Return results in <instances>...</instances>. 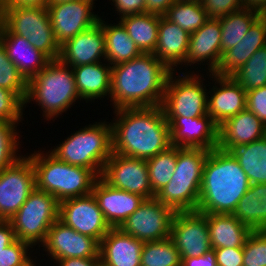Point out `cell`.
<instances>
[{
    "label": "cell",
    "instance_id": "6da1fadb",
    "mask_svg": "<svg viewBox=\"0 0 266 266\" xmlns=\"http://www.w3.org/2000/svg\"><path fill=\"white\" fill-rule=\"evenodd\" d=\"M114 113L113 153L148 160L171 146L169 123L162 106L125 107Z\"/></svg>",
    "mask_w": 266,
    "mask_h": 266
},
{
    "label": "cell",
    "instance_id": "7a4b0ae2",
    "mask_svg": "<svg viewBox=\"0 0 266 266\" xmlns=\"http://www.w3.org/2000/svg\"><path fill=\"white\" fill-rule=\"evenodd\" d=\"M171 70L154 54H142L111 70L113 109L161 106Z\"/></svg>",
    "mask_w": 266,
    "mask_h": 266
},
{
    "label": "cell",
    "instance_id": "3957f363",
    "mask_svg": "<svg viewBox=\"0 0 266 266\" xmlns=\"http://www.w3.org/2000/svg\"><path fill=\"white\" fill-rule=\"evenodd\" d=\"M247 175L230 151L209 150L204 164L197 211L233 214L250 187Z\"/></svg>",
    "mask_w": 266,
    "mask_h": 266
},
{
    "label": "cell",
    "instance_id": "277c9868",
    "mask_svg": "<svg viewBox=\"0 0 266 266\" xmlns=\"http://www.w3.org/2000/svg\"><path fill=\"white\" fill-rule=\"evenodd\" d=\"M40 152L28 156L34 166L38 190L53 195L59 202L92 193L98 179L92 170L60 161L50 151Z\"/></svg>",
    "mask_w": 266,
    "mask_h": 266
},
{
    "label": "cell",
    "instance_id": "5b68a950",
    "mask_svg": "<svg viewBox=\"0 0 266 266\" xmlns=\"http://www.w3.org/2000/svg\"><path fill=\"white\" fill-rule=\"evenodd\" d=\"M78 99L72 67L56 59L50 60L44 69L28 81L24 107L35 100L41 106L44 119L51 120L67 111Z\"/></svg>",
    "mask_w": 266,
    "mask_h": 266
},
{
    "label": "cell",
    "instance_id": "8992f818",
    "mask_svg": "<svg viewBox=\"0 0 266 266\" xmlns=\"http://www.w3.org/2000/svg\"><path fill=\"white\" fill-rule=\"evenodd\" d=\"M208 154L207 149L177 147L172 179L155 197L175 212L196 211Z\"/></svg>",
    "mask_w": 266,
    "mask_h": 266
},
{
    "label": "cell",
    "instance_id": "52a82bcc",
    "mask_svg": "<svg viewBox=\"0 0 266 266\" xmlns=\"http://www.w3.org/2000/svg\"><path fill=\"white\" fill-rule=\"evenodd\" d=\"M50 151L58 160L86 167L100 177L104 164L113 152L111 122L85 126Z\"/></svg>",
    "mask_w": 266,
    "mask_h": 266
},
{
    "label": "cell",
    "instance_id": "ba28073f",
    "mask_svg": "<svg viewBox=\"0 0 266 266\" xmlns=\"http://www.w3.org/2000/svg\"><path fill=\"white\" fill-rule=\"evenodd\" d=\"M0 23L12 34L27 38L28 42L50 60L60 57L48 9L39 6H18L0 10Z\"/></svg>",
    "mask_w": 266,
    "mask_h": 266
},
{
    "label": "cell",
    "instance_id": "9c48e42d",
    "mask_svg": "<svg viewBox=\"0 0 266 266\" xmlns=\"http://www.w3.org/2000/svg\"><path fill=\"white\" fill-rule=\"evenodd\" d=\"M59 219V201L51 194L35 188L9 220L16 239L32 247L44 243L49 228Z\"/></svg>",
    "mask_w": 266,
    "mask_h": 266
},
{
    "label": "cell",
    "instance_id": "30bf717a",
    "mask_svg": "<svg viewBox=\"0 0 266 266\" xmlns=\"http://www.w3.org/2000/svg\"><path fill=\"white\" fill-rule=\"evenodd\" d=\"M175 73L177 71H172L169 75L164 91L161 106L165 117L194 118L207 115L209 92L202 80L204 76L194 73V70L191 74L187 71L181 76L177 74L178 78L174 76Z\"/></svg>",
    "mask_w": 266,
    "mask_h": 266
},
{
    "label": "cell",
    "instance_id": "8fae6325",
    "mask_svg": "<svg viewBox=\"0 0 266 266\" xmlns=\"http://www.w3.org/2000/svg\"><path fill=\"white\" fill-rule=\"evenodd\" d=\"M175 213L156 197L145 199L118 228L143 242L165 240L170 238Z\"/></svg>",
    "mask_w": 266,
    "mask_h": 266
},
{
    "label": "cell",
    "instance_id": "7c38bea8",
    "mask_svg": "<svg viewBox=\"0 0 266 266\" xmlns=\"http://www.w3.org/2000/svg\"><path fill=\"white\" fill-rule=\"evenodd\" d=\"M0 171V220L9 221L36 188L34 166L23 156Z\"/></svg>",
    "mask_w": 266,
    "mask_h": 266
},
{
    "label": "cell",
    "instance_id": "4fadbf2b",
    "mask_svg": "<svg viewBox=\"0 0 266 266\" xmlns=\"http://www.w3.org/2000/svg\"><path fill=\"white\" fill-rule=\"evenodd\" d=\"M100 177L112 187L138 194L145 199L156 196L150 186L146 160L112 152Z\"/></svg>",
    "mask_w": 266,
    "mask_h": 266
},
{
    "label": "cell",
    "instance_id": "5bb4252c",
    "mask_svg": "<svg viewBox=\"0 0 266 266\" xmlns=\"http://www.w3.org/2000/svg\"><path fill=\"white\" fill-rule=\"evenodd\" d=\"M59 220L99 243L111 229L92 193L59 202Z\"/></svg>",
    "mask_w": 266,
    "mask_h": 266
},
{
    "label": "cell",
    "instance_id": "9a60e30c",
    "mask_svg": "<svg viewBox=\"0 0 266 266\" xmlns=\"http://www.w3.org/2000/svg\"><path fill=\"white\" fill-rule=\"evenodd\" d=\"M94 1L76 0L48 5L54 37L60 46L99 22L100 17L92 12Z\"/></svg>",
    "mask_w": 266,
    "mask_h": 266
},
{
    "label": "cell",
    "instance_id": "2e32d148",
    "mask_svg": "<svg viewBox=\"0 0 266 266\" xmlns=\"http://www.w3.org/2000/svg\"><path fill=\"white\" fill-rule=\"evenodd\" d=\"M170 238L181 258L199 257L212 249L206 214L197 210L175 213Z\"/></svg>",
    "mask_w": 266,
    "mask_h": 266
},
{
    "label": "cell",
    "instance_id": "e0dca14e",
    "mask_svg": "<svg viewBox=\"0 0 266 266\" xmlns=\"http://www.w3.org/2000/svg\"><path fill=\"white\" fill-rule=\"evenodd\" d=\"M41 247L54 259V264L64 258L100 257V243L75 231L59 219L52 224Z\"/></svg>",
    "mask_w": 266,
    "mask_h": 266
},
{
    "label": "cell",
    "instance_id": "ac0fdd59",
    "mask_svg": "<svg viewBox=\"0 0 266 266\" xmlns=\"http://www.w3.org/2000/svg\"><path fill=\"white\" fill-rule=\"evenodd\" d=\"M171 145L178 148L213 150L218 146L219 126L207 114L201 117H166Z\"/></svg>",
    "mask_w": 266,
    "mask_h": 266
},
{
    "label": "cell",
    "instance_id": "d6986e66",
    "mask_svg": "<svg viewBox=\"0 0 266 266\" xmlns=\"http://www.w3.org/2000/svg\"><path fill=\"white\" fill-rule=\"evenodd\" d=\"M208 75L215 83L208 90L210 98L208 97L207 114L219 126L246 109L247 92L232 77H220L214 73Z\"/></svg>",
    "mask_w": 266,
    "mask_h": 266
},
{
    "label": "cell",
    "instance_id": "ffe728a7",
    "mask_svg": "<svg viewBox=\"0 0 266 266\" xmlns=\"http://www.w3.org/2000/svg\"><path fill=\"white\" fill-rule=\"evenodd\" d=\"M92 194L111 228H118L145 200L138 194L112 187L101 177L94 183Z\"/></svg>",
    "mask_w": 266,
    "mask_h": 266
},
{
    "label": "cell",
    "instance_id": "44dd1931",
    "mask_svg": "<svg viewBox=\"0 0 266 266\" xmlns=\"http://www.w3.org/2000/svg\"><path fill=\"white\" fill-rule=\"evenodd\" d=\"M105 61V35L100 22L60 46L59 59L69 67Z\"/></svg>",
    "mask_w": 266,
    "mask_h": 266
},
{
    "label": "cell",
    "instance_id": "7402d4cb",
    "mask_svg": "<svg viewBox=\"0 0 266 266\" xmlns=\"http://www.w3.org/2000/svg\"><path fill=\"white\" fill-rule=\"evenodd\" d=\"M221 25L220 19L209 18L196 32L191 33L185 58V67L205 61L208 73H214L218 68L221 58ZM200 62V63H199Z\"/></svg>",
    "mask_w": 266,
    "mask_h": 266
},
{
    "label": "cell",
    "instance_id": "603a6c76",
    "mask_svg": "<svg viewBox=\"0 0 266 266\" xmlns=\"http://www.w3.org/2000/svg\"><path fill=\"white\" fill-rule=\"evenodd\" d=\"M266 136V125L247 108L225 120L218 128V148L231 151Z\"/></svg>",
    "mask_w": 266,
    "mask_h": 266
},
{
    "label": "cell",
    "instance_id": "cb8c5ba5",
    "mask_svg": "<svg viewBox=\"0 0 266 266\" xmlns=\"http://www.w3.org/2000/svg\"><path fill=\"white\" fill-rule=\"evenodd\" d=\"M144 242L111 228L100 241L99 255L102 266H140Z\"/></svg>",
    "mask_w": 266,
    "mask_h": 266
},
{
    "label": "cell",
    "instance_id": "d4e9b609",
    "mask_svg": "<svg viewBox=\"0 0 266 266\" xmlns=\"http://www.w3.org/2000/svg\"><path fill=\"white\" fill-rule=\"evenodd\" d=\"M0 41L8 58L27 81L44 69L50 61L44 53L34 48L27 38L12 34L1 23Z\"/></svg>",
    "mask_w": 266,
    "mask_h": 266
},
{
    "label": "cell",
    "instance_id": "484cf974",
    "mask_svg": "<svg viewBox=\"0 0 266 266\" xmlns=\"http://www.w3.org/2000/svg\"><path fill=\"white\" fill-rule=\"evenodd\" d=\"M190 33L180 28L165 16H160L158 38L154 56L164 63L171 71L177 65H185Z\"/></svg>",
    "mask_w": 266,
    "mask_h": 266
},
{
    "label": "cell",
    "instance_id": "4316f807",
    "mask_svg": "<svg viewBox=\"0 0 266 266\" xmlns=\"http://www.w3.org/2000/svg\"><path fill=\"white\" fill-rule=\"evenodd\" d=\"M264 46H266V24L259 18L240 42L222 54L220 64L214 74L220 77H231L257 50Z\"/></svg>",
    "mask_w": 266,
    "mask_h": 266
},
{
    "label": "cell",
    "instance_id": "83f0119b",
    "mask_svg": "<svg viewBox=\"0 0 266 266\" xmlns=\"http://www.w3.org/2000/svg\"><path fill=\"white\" fill-rule=\"evenodd\" d=\"M75 76L76 89L80 100L88 102L95 99L110 97L111 70L110 64L93 63L72 68Z\"/></svg>",
    "mask_w": 266,
    "mask_h": 266
},
{
    "label": "cell",
    "instance_id": "f1b7e54d",
    "mask_svg": "<svg viewBox=\"0 0 266 266\" xmlns=\"http://www.w3.org/2000/svg\"><path fill=\"white\" fill-rule=\"evenodd\" d=\"M212 249L243 247L252 230L233 214H206Z\"/></svg>",
    "mask_w": 266,
    "mask_h": 266
},
{
    "label": "cell",
    "instance_id": "f546056e",
    "mask_svg": "<svg viewBox=\"0 0 266 266\" xmlns=\"http://www.w3.org/2000/svg\"><path fill=\"white\" fill-rule=\"evenodd\" d=\"M99 22L105 35V60L108 64L115 66L143 54L120 22L107 25L102 18H99Z\"/></svg>",
    "mask_w": 266,
    "mask_h": 266
},
{
    "label": "cell",
    "instance_id": "4dcf8cb0",
    "mask_svg": "<svg viewBox=\"0 0 266 266\" xmlns=\"http://www.w3.org/2000/svg\"><path fill=\"white\" fill-rule=\"evenodd\" d=\"M233 215L252 231L266 229V184H251Z\"/></svg>",
    "mask_w": 266,
    "mask_h": 266
},
{
    "label": "cell",
    "instance_id": "1f68e13d",
    "mask_svg": "<svg viewBox=\"0 0 266 266\" xmlns=\"http://www.w3.org/2000/svg\"><path fill=\"white\" fill-rule=\"evenodd\" d=\"M131 40L143 54H153L158 38L160 16L150 13L133 14L119 19Z\"/></svg>",
    "mask_w": 266,
    "mask_h": 266
},
{
    "label": "cell",
    "instance_id": "d6a6232c",
    "mask_svg": "<svg viewBox=\"0 0 266 266\" xmlns=\"http://www.w3.org/2000/svg\"><path fill=\"white\" fill-rule=\"evenodd\" d=\"M250 184H266V136L230 151Z\"/></svg>",
    "mask_w": 266,
    "mask_h": 266
},
{
    "label": "cell",
    "instance_id": "836d02e7",
    "mask_svg": "<svg viewBox=\"0 0 266 266\" xmlns=\"http://www.w3.org/2000/svg\"><path fill=\"white\" fill-rule=\"evenodd\" d=\"M260 18L255 11L240 9L219 18L221 25L222 54L242 40L249 28Z\"/></svg>",
    "mask_w": 266,
    "mask_h": 266
},
{
    "label": "cell",
    "instance_id": "e575fe53",
    "mask_svg": "<svg viewBox=\"0 0 266 266\" xmlns=\"http://www.w3.org/2000/svg\"><path fill=\"white\" fill-rule=\"evenodd\" d=\"M149 170V182L156 195L172 179L177 162V146H170L163 152L146 160Z\"/></svg>",
    "mask_w": 266,
    "mask_h": 266
},
{
    "label": "cell",
    "instance_id": "d590c367",
    "mask_svg": "<svg viewBox=\"0 0 266 266\" xmlns=\"http://www.w3.org/2000/svg\"><path fill=\"white\" fill-rule=\"evenodd\" d=\"M181 256L171 238L144 242L140 266H181Z\"/></svg>",
    "mask_w": 266,
    "mask_h": 266
},
{
    "label": "cell",
    "instance_id": "8d00e7d4",
    "mask_svg": "<svg viewBox=\"0 0 266 266\" xmlns=\"http://www.w3.org/2000/svg\"><path fill=\"white\" fill-rule=\"evenodd\" d=\"M164 16L190 34L209 19L201 3L195 2H175Z\"/></svg>",
    "mask_w": 266,
    "mask_h": 266
},
{
    "label": "cell",
    "instance_id": "74e56055",
    "mask_svg": "<svg viewBox=\"0 0 266 266\" xmlns=\"http://www.w3.org/2000/svg\"><path fill=\"white\" fill-rule=\"evenodd\" d=\"M244 90L266 85V46L257 50L251 58L231 76Z\"/></svg>",
    "mask_w": 266,
    "mask_h": 266
},
{
    "label": "cell",
    "instance_id": "f35d334b",
    "mask_svg": "<svg viewBox=\"0 0 266 266\" xmlns=\"http://www.w3.org/2000/svg\"><path fill=\"white\" fill-rule=\"evenodd\" d=\"M0 87L14 92L23 102L28 91V81L8 58L0 41Z\"/></svg>",
    "mask_w": 266,
    "mask_h": 266
},
{
    "label": "cell",
    "instance_id": "ab89813d",
    "mask_svg": "<svg viewBox=\"0 0 266 266\" xmlns=\"http://www.w3.org/2000/svg\"><path fill=\"white\" fill-rule=\"evenodd\" d=\"M17 124L18 122L0 121V171L21 158L17 151L20 147Z\"/></svg>",
    "mask_w": 266,
    "mask_h": 266
},
{
    "label": "cell",
    "instance_id": "60d3db41",
    "mask_svg": "<svg viewBox=\"0 0 266 266\" xmlns=\"http://www.w3.org/2000/svg\"><path fill=\"white\" fill-rule=\"evenodd\" d=\"M243 266H266V233L252 231L243 246Z\"/></svg>",
    "mask_w": 266,
    "mask_h": 266
},
{
    "label": "cell",
    "instance_id": "b9f144b4",
    "mask_svg": "<svg viewBox=\"0 0 266 266\" xmlns=\"http://www.w3.org/2000/svg\"><path fill=\"white\" fill-rule=\"evenodd\" d=\"M23 108L24 102L14 92L0 87V121L22 122Z\"/></svg>",
    "mask_w": 266,
    "mask_h": 266
},
{
    "label": "cell",
    "instance_id": "7bdbcfd3",
    "mask_svg": "<svg viewBox=\"0 0 266 266\" xmlns=\"http://www.w3.org/2000/svg\"><path fill=\"white\" fill-rule=\"evenodd\" d=\"M29 247L34 248L29 243L16 239L0 251V266H22L31 259Z\"/></svg>",
    "mask_w": 266,
    "mask_h": 266
},
{
    "label": "cell",
    "instance_id": "ee69618b",
    "mask_svg": "<svg viewBox=\"0 0 266 266\" xmlns=\"http://www.w3.org/2000/svg\"><path fill=\"white\" fill-rule=\"evenodd\" d=\"M209 18L219 19L242 9V0H201Z\"/></svg>",
    "mask_w": 266,
    "mask_h": 266
},
{
    "label": "cell",
    "instance_id": "f6af8a7d",
    "mask_svg": "<svg viewBox=\"0 0 266 266\" xmlns=\"http://www.w3.org/2000/svg\"><path fill=\"white\" fill-rule=\"evenodd\" d=\"M246 108L266 125V85L247 91Z\"/></svg>",
    "mask_w": 266,
    "mask_h": 266
},
{
    "label": "cell",
    "instance_id": "bcb514c9",
    "mask_svg": "<svg viewBox=\"0 0 266 266\" xmlns=\"http://www.w3.org/2000/svg\"><path fill=\"white\" fill-rule=\"evenodd\" d=\"M217 266H242L243 265V247L235 248H216Z\"/></svg>",
    "mask_w": 266,
    "mask_h": 266
},
{
    "label": "cell",
    "instance_id": "7dc6e473",
    "mask_svg": "<svg viewBox=\"0 0 266 266\" xmlns=\"http://www.w3.org/2000/svg\"><path fill=\"white\" fill-rule=\"evenodd\" d=\"M114 3L117 14L122 17L145 13V0H111Z\"/></svg>",
    "mask_w": 266,
    "mask_h": 266
},
{
    "label": "cell",
    "instance_id": "c3c4849f",
    "mask_svg": "<svg viewBox=\"0 0 266 266\" xmlns=\"http://www.w3.org/2000/svg\"><path fill=\"white\" fill-rule=\"evenodd\" d=\"M181 259V266H217L214 249H210L204 255L199 257H189Z\"/></svg>",
    "mask_w": 266,
    "mask_h": 266
},
{
    "label": "cell",
    "instance_id": "681fc988",
    "mask_svg": "<svg viewBox=\"0 0 266 266\" xmlns=\"http://www.w3.org/2000/svg\"><path fill=\"white\" fill-rule=\"evenodd\" d=\"M176 0H145V13L164 16Z\"/></svg>",
    "mask_w": 266,
    "mask_h": 266
},
{
    "label": "cell",
    "instance_id": "f907efd6",
    "mask_svg": "<svg viewBox=\"0 0 266 266\" xmlns=\"http://www.w3.org/2000/svg\"><path fill=\"white\" fill-rule=\"evenodd\" d=\"M16 240L15 232L9 221L0 220V251Z\"/></svg>",
    "mask_w": 266,
    "mask_h": 266
},
{
    "label": "cell",
    "instance_id": "816d5d0a",
    "mask_svg": "<svg viewBox=\"0 0 266 266\" xmlns=\"http://www.w3.org/2000/svg\"><path fill=\"white\" fill-rule=\"evenodd\" d=\"M58 266H102L100 257L59 259Z\"/></svg>",
    "mask_w": 266,
    "mask_h": 266
},
{
    "label": "cell",
    "instance_id": "f5cc1de1",
    "mask_svg": "<svg viewBox=\"0 0 266 266\" xmlns=\"http://www.w3.org/2000/svg\"><path fill=\"white\" fill-rule=\"evenodd\" d=\"M49 0H0V10L18 6H39L47 8Z\"/></svg>",
    "mask_w": 266,
    "mask_h": 266
},
{
    "label": "cell",
    "instance_id": "db71d44e",
    "mask_svg": "<svg viewBox=\"0 0 266 266\" xmlns=\"http://www.w3.org/2000/svg\"><path fill=\"white\" fill-rule=\"evenodd\" d=\"M242 9L255 11L261 14L266 10V0H242Z\"/></svg>",
    "mask_w": 266,
    "mask_h": 266
},
{
    "label": "cell",
    "instance_id": "11a10c76",
    "mask_svg": "<svg viewBox=\"0 0 266 266\" xmlns=\"http://www.w3.org/2000/svg\"><path fill=\"white\" fill-rule=\"evenodd\" d=\"M70 1H76V0H49V4H56V3L70 2Z\"/></svg>",
    "mask_w": 266,
    "mask_h": 266
},
{
    "label": "cell",
    "instance_id": "9f6ffc18",
    "mask_svg": "<svg viewBox=\"0 0 266 266\" xmlns=\"http://www.w3.org/2000/svg\"><path fill=\"white\" fill-rule=\"evenodd\" d=\"M36 261L34 263L33 259L28 260L25 264H23L22 266H36Z\"/></svg>",
    "mask_w": 266,
    "mask_h": 266
},
{
    "label": "cell",
    "instance_id": "6f0895ef",
    "mask_svg": "<svg viewBox=\"0 0 266 266\" xmlns=\"http://www.w3.org/2000/svg\"><path fill=\"white\" fill-rule=\"evenodd\" d=\"M176 2H195V3H201V0H176Z\"/></svg>",
    "mask_w": 266,
    "mask_h": 266
},
{
    "label": "cell",
    "instance_id": "680465c9",
    "mask_svg": "<svg viewBox=\"0 0 266 266\" xmlns=\"http://www.w3.org/2000/svg\"><path fill=\"white\" fill-rule=\"evenodd\" d=\"M260 18L265 22L266 24V10H264L261 14H260Z\"/></svg>",
    "mask_w": 266,
    "mask_h": 266
}]
</instances>
